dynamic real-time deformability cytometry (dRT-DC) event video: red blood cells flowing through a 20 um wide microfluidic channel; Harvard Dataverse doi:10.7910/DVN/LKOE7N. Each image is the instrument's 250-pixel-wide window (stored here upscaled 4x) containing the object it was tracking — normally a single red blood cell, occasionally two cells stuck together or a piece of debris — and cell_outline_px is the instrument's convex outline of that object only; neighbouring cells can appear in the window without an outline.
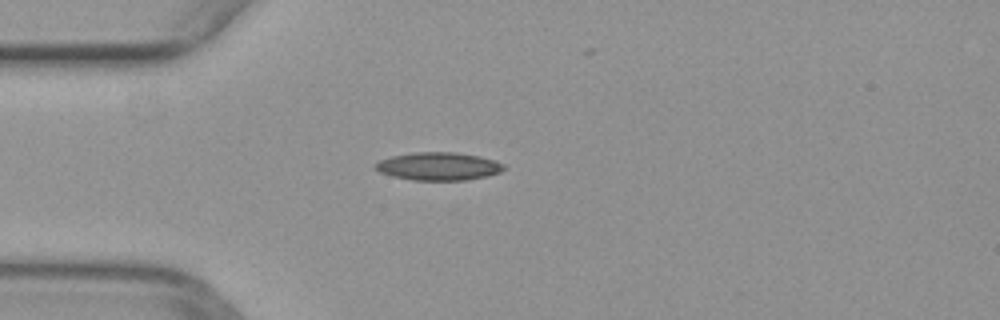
{"species": "common noctule bat (a hibernating species)", "species_latin": "Nyctalus noctula", "temperature_condition": "warm", "stored_images_in_passage": 40, "camera_frame_rate_fps": 3000, "um_per_image_px": 0.085, "animal": {"sex": "female", "body_mass_g": 29.2, "forearm_length_mm": 56.3}, "frame": {"image": 1, "passage_image": 13, "time_ms": 4.0, "image_size_px": [1000, 320], "cell_outline_px": [[504, 168], [500, 172], [488, 176], [468, 180], [412, 180], [392, 176], [380, 172], [372, 168], [380, 160], [392, 156], [412, 152], [456, 152], [480, 156], [504, 164]], "centroid_in_image_um": [37.26, 14.13], "position_along_channel_um": 47.7, "area_um2": 20.98}}
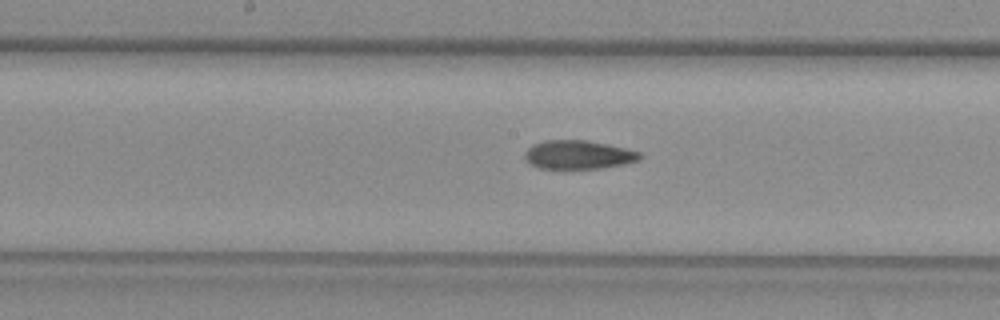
{"frame": {"image": 2, "passage_image": 25, "time_ms": 8.0, "image_size_px": [1000, 320], "cell_outline_px": [[644, 156], [640, 160], [624, 164], [596, 168], [540, 168], [532, 164], [524, 156], [524, 152], [532, 144], [544, 140], [588, 140], [624, 148], [640, 152]], "centroid_in_image_um": [49.17, 13.14], "position_along_channel_um": 199.0, "area_um2": 19.07}}
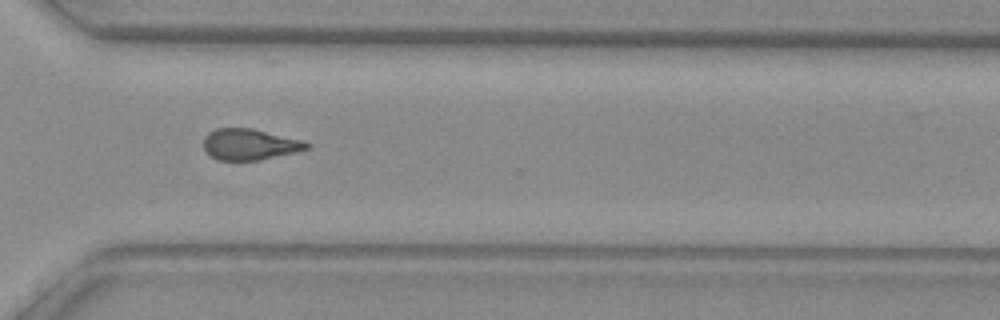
{"frame": {"image": 3, "passage_image": 36, "time_ms": 11.667, "image_size_px": [1000, 320], "cell_outline_px": [[312, 144], [308, 148], [296, 152], [260, 160], [216, 160], [204, 148], [204, 136], [208, 132], [216, 128], [252, 128], [304, 140]], "centroid_in_image_um": [21.25, 12.26], "position_along_channel_um": 349.4, "area_um2": 18.79}}